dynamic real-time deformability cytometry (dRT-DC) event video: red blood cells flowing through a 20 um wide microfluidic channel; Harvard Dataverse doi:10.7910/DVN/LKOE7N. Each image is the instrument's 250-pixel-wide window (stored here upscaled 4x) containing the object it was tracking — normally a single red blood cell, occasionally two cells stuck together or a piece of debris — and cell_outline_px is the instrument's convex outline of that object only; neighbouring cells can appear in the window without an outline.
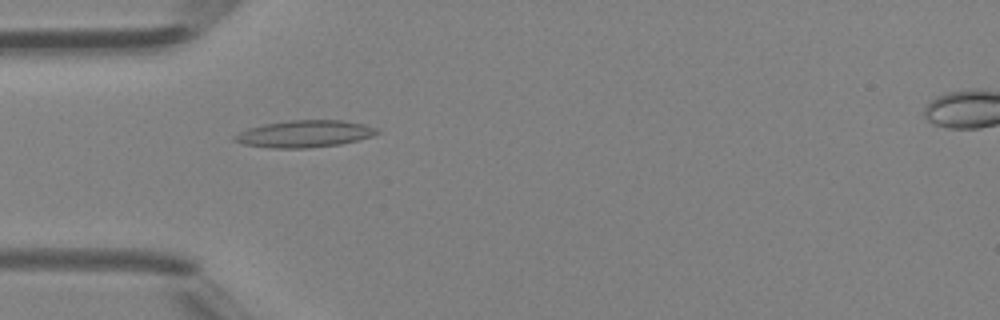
{"species": "Egyptian fruit bat (a non-hibernating species)", "species_latin": "Rousettus aegyptiacus", "temperature_condition": "room temperature", "stored_images_in_passage": 41, "camera_frame_rate_fps": 3000, "um_per_image_px": 0.085, "animal": {"sex": "female"}, "frame": {"image": 1, "passage_image": 9, "time_ms": 2.667, "image_size_px": [1000, 320], "cell_outline_px": [[380, 132], [372, 136], [360, 140], [340, 144], [308, 148], [268, 148], [244, 144], [232, 140], [232, 136], [248, 128], [264, 124], [288, 120], [344, 120], [364, 124], [376, 128]], "centroid_in_image_um": [25.88, 11.37], "position_along_channel_um": 59.1, "area_um2": 22.54}}
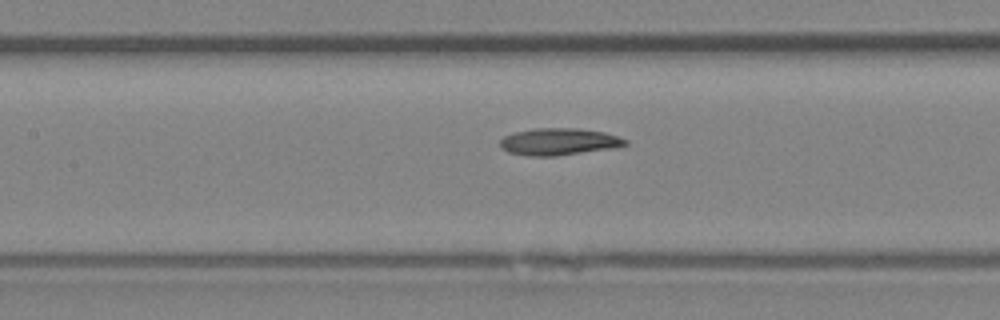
{"frame": {"image": 2, "passage_image": 16, "time_ms": 5.0, "image_size_px": [1000, 320], "cell_outline_px": [[628, 144], [608, 148], [556, 156], [528, 156], [508, 152], [500, 144], [500, 140], [504, 136], [516, 132], [532, 128], [576, 128], [604, 132], [628, 140]], "centroid_in_image_um": [47.47, 12.03], "position_along_channel_um": 159.9, "area_um2": 19.36}}
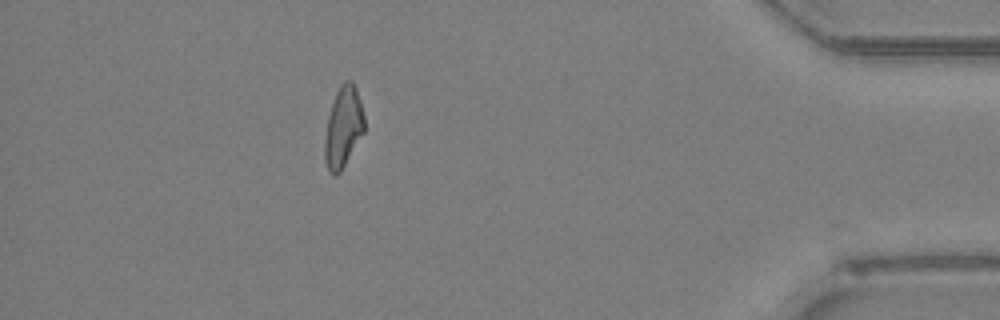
{"frame": {"image": 3, "passage_image": 36, "time_ms": 11.667, "image_size_px": [1000, 320], "cell_outline_px": [[364, 132], [340, 172], [336, 176], [332, 176], [328, 172], [324, 160], [324, 144], [328, 116], [336, 92], [340, 84], [344, 80], [352, 80], [356, 88], [360, 100], [364, 116]], "centroid_in_image_um": [29.16, 10.82], "position_along_channel_um": 406.0, "area_um2": 18.73}, "authors_computed_cell_mechanics": {"area_um2": 19.0162, "velocity_mm_per_s": 4.4583, "shape_relaxation_time_tau1_ms": 2.5713, "shape_relaxation_time_tau2_ms": 7.2417, "deformation_change_tau1": 0.0937, "deformation_change_tau2": 0.1814}}